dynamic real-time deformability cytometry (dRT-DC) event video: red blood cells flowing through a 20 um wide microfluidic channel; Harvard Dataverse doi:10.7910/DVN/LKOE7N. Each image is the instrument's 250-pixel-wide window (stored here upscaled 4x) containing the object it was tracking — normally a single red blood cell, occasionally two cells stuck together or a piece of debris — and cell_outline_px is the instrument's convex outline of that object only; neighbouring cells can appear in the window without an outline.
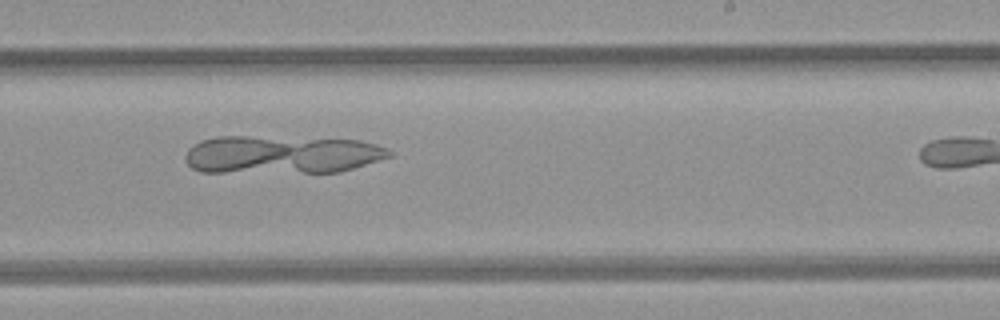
{"species": "common noctule bat (a hibernating species)", "species_latin": "Nyctalus noctula", "temperature_condition": "room temperature", "stored_images_in_passage": 36, "camera_frame_rate_fps": 3000, "um_per_image_px": 0.085, "animal": {"sex": "female", "body_mass_g": 21.9}, "frame": {"image": 1, "passage_image": 26, "time_ms": 8.333, "image_size_px": [1000, 320], "cell_outline_px": [[392, 156], [340, 172], [200, 172], [192, 168], [188, 164], [184, 156], [188, 148], [192, 144], [200, 140], [220, 136], [248, 136], [360, 140], [376, 144], [388, 148], [392, 152]], "centroid_in_image_um": [23.92, 13.14], "position_along_channel_um": 265.1, "area_um2": 45.49}}